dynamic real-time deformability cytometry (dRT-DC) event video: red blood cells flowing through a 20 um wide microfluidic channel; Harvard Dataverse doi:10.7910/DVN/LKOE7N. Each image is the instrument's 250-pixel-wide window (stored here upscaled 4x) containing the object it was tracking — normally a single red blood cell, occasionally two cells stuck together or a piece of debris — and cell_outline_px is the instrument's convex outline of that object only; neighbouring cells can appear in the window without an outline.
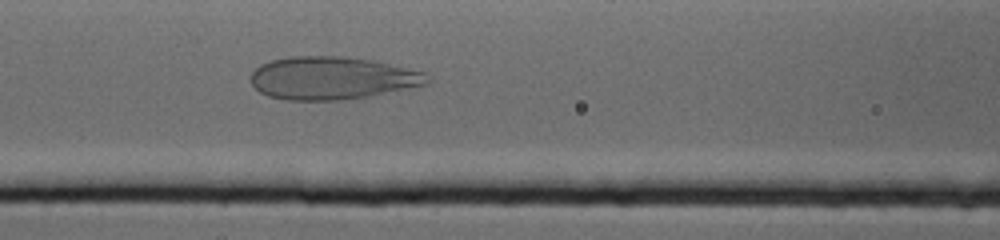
{"species": "human", "species_latin": "Homo sapiens", "temperature_condition": "cold", "stored_images_in_passage": 41, "camera_frame_rate_fps": 3000, "um_per_image_px": 0.085, "donor": {"sex": "female"}, "frame": {"image": 1, "passage_image": 13, "time_ms": 4.0, "image_size_px": [1000, 240], "cell_outline_px": [[432, 80], [428, 84], [368, 96], [340, 100], [288, 100], [268, 96], [260, 92], [252, 84], [252, 72], [260, 64], [272, 60], [288, 56], [340, 56], [368, 60], [424, 72]], "centroid_in_image_um": [28.2, 6.64], "position_along_channel_um": 138.4, "area_um2": 43.58}}
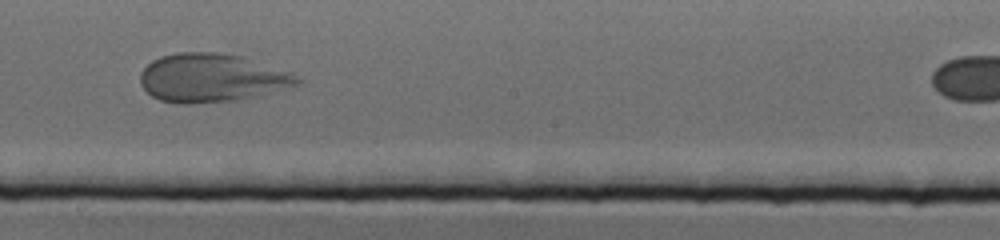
{"frame": {"image": 2, "passage_image": 23, "time_ms": 7.333, "image_size_px": [1000, 240], "cell_outline_px": [[304, 80], [296, 84], [256, 96], [236, 100], [192, 104], [180, 104], [160, 100], [152, 96], [140, 84], [140, 72], [152, 60], [160, 56], [180, 52], [216, 52], [240, 56], [288, 72]], "centroid_in_image_um": [17.91, 6.62], "position_along_channel_um": 230.3, "area_um2": 43.81}}
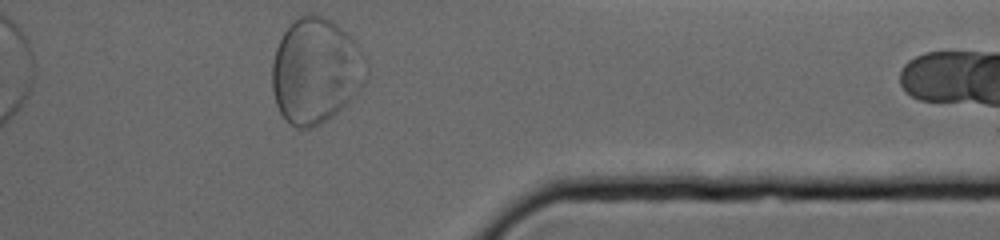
{"frame": {"image": 3, "passage_image": 41, "time_ms": 13.333, "image_size_px": [1000, 240], "cell_outline_px": [[364, 80], [360, 88], [332, 116], [320, 124], [312, 128], [296, 128], [288, 124], [280, 112], [276, 104], [272, 88], [272, 60], [276, 48], [284, 32], [300, 16], [308, 12], [312, 12], [324, 16], [332, 20], [360, 48], [364, 56]], "centroid_in_image_um": [26.77, 6.02], "position_along_channel_um": 384.6, "area_um2": 57.11}}